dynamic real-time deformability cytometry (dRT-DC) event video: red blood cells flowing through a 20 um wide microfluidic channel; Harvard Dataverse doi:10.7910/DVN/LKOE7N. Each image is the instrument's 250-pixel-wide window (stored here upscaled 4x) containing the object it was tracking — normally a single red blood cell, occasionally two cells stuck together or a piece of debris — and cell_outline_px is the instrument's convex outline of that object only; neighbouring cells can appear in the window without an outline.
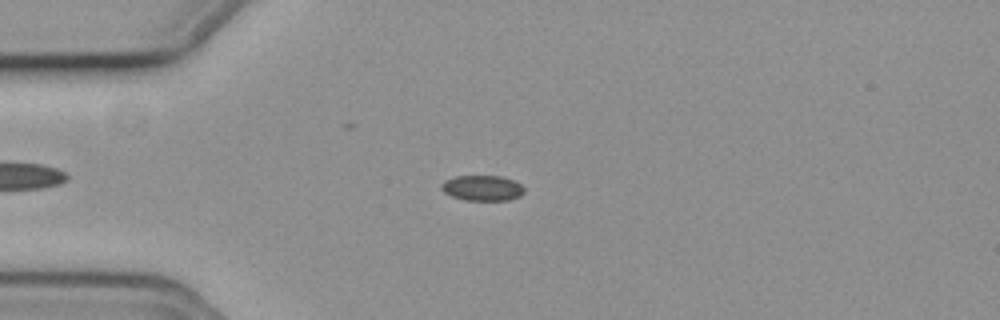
{"species": "common noctule bat (a hibernating species)", "species_latin": "Nyctalus noctula", "temperature_condition": "cold", "stored_images_in_passage": 48, "camera_frame_rate_fps": 3000, "um_per_image_px": 0.085, "animal": {"sex": "female", "body_mass_g": 19.3, "forearm_length_mm": 54.1}, "frame": {"image": 1, "passage_image": 7, "time_ms": 2.0, "image_size_px": [1000, 320], "cell_outline_px": [[524, 192], [520, 196], [508, 200], [464, 200], [452, 196], [444, 192], [440, 188], [440, 184], [444, 180], [456, 176], [500, 176], [512, 180], [520, 184], [524, 188]], "centroid_in_image_um": [40.97, 15.98], "position_along_channel_um": 44.0, "area_um2": 12.25}}
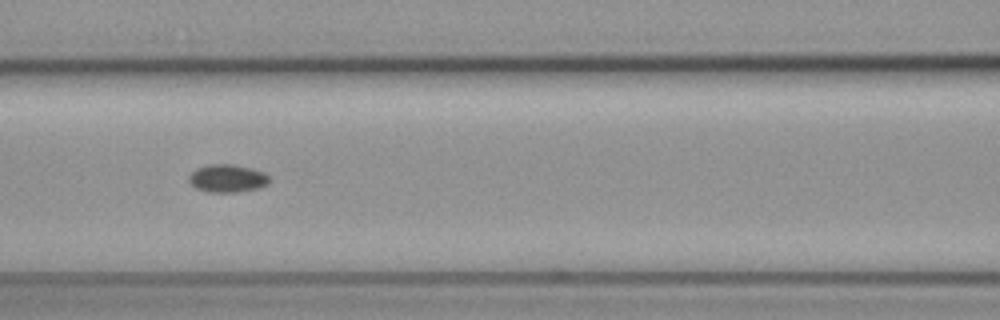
{"frame": {"image": 2, "passage_image": 17, "time_ms": 5.333, "image_size_px": [1000, 320], "cell_outline_px": [[268, 184], [260, 188], [236, 192], [208, 192], [196, 188], [188, 180], [188, 176], [192, 172], [200, 168], [212, 164], [232, 164], [264, 172], [268, 176]], "centroid_in_image_um": [19.33, 15.17], "position_along_channel_um": 147.3, "area_um2": 12.83}}
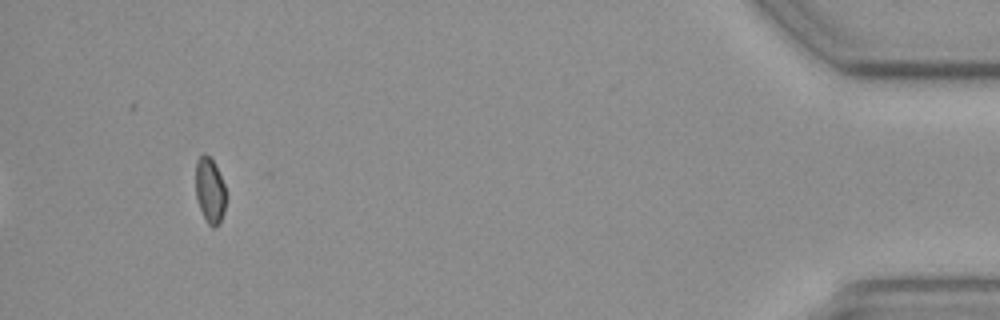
{"frame": {"image": 3, "passage_image": 45, "time_ms": 14.667, "image_size_px": [1000, 320], "cell_outline_px": [[224, 212], [220, 224], [216, 228], [212, 228], [208, 224], [200, 208], [196, 196], [196, 160], [204, 152], [216, 164], [224, 184]], "centroid_in_image_um": [17.83, 16.19], "position_along_channel_um": 417.4, "area_um2": 11.5}}